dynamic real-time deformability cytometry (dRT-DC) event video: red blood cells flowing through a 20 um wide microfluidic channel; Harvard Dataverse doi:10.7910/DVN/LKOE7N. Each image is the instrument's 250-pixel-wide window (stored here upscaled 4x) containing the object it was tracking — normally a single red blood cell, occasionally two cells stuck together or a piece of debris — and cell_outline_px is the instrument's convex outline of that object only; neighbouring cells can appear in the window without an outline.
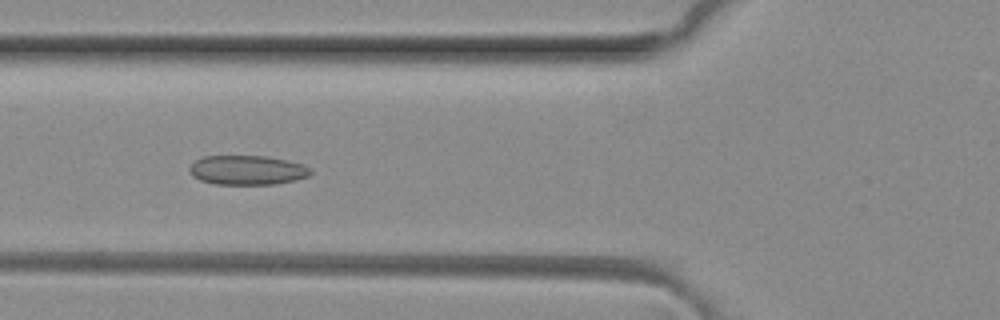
{"species": "common noctule bat (a hibernating species)", "species_latin": "Nyctalus noctula", "temperature_condition": "room temperature", "stored_images_in_passage": 6, "camera_frame_rate_fps": 3000, "um_per_image_px": 0.085, "animal": {"sex": "female", "body_mass_g": 29.2, "forearm_length_mm": 56.3}, "frame": {"image": 1, "passage_image": 6, "time_ms": 1.667, "image_size_px": [1000, 320], "cell_outline_px": [[312, 172], [308, 176], [296, 180], [276, 184], [216, 184], [200, 180], [192, 176], [188, 172], [188, 168], [196, 160], [204, 156], [264, 156], [304, 164], [312, 168]], "centroid_in_image_um": [21.02, 14.46], "position_along_channel_um": 104.8, "area_um2": 20.81}}